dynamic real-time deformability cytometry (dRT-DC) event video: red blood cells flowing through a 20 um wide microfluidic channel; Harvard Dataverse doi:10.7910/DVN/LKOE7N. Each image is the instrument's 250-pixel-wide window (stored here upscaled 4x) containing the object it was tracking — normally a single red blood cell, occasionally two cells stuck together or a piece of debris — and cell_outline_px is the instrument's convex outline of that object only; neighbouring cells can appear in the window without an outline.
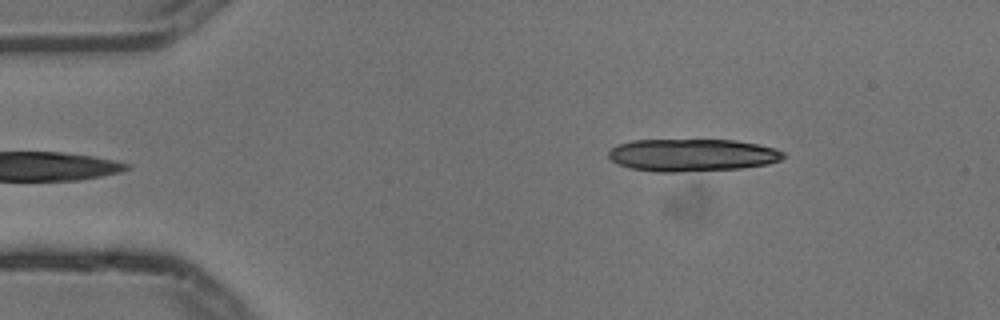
{"species": "common noctule bat (a hibernating species)", "species_latin": "Nyctalus noctula", "temperature_condition": "cold", "stored_images_in_passage": 5, "camera_frame_rate_fps": 3000, "um_per_image_px": 0.085, "animal": {"sex": "male", "body_mass_g": 13.3}, "frame": {"image": 1, "passage_image": 5, "time_ms": 1.333, "image_size_px": [1000, 320], "cell_outline_px": [[784, 156], [780, 160], [768, 164], [744, 168], [680, 172], [656, 172], [632, 168], [616, 164], [608, 156], [608, 152], [612, 148], [620, 144], [632, 140], [736, 140], [776, 148], [784, 152]], "centroid_in_image_um": [58.84, 13.19], "position_along_channel_um": 26.2, "area_um2": 33.18}}